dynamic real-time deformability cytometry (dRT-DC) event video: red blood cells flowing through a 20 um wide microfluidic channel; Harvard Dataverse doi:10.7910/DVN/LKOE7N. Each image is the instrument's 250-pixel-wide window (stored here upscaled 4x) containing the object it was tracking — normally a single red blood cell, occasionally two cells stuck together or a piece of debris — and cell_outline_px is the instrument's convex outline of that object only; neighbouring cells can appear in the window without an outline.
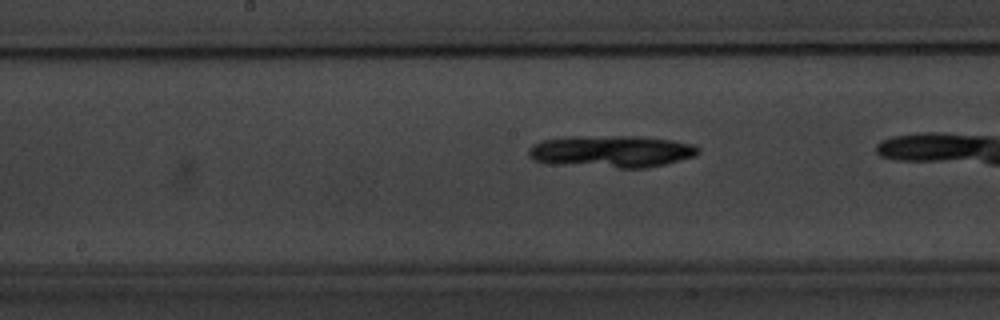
{"species": "common noctule bat (a hibernating species)", "species_latin": "Nyctalus noctula", "temperature_condition": "warm", "stored_images_in_passage": 36, "camera_frame_rate_fps": 3000, "um_per_image_px": 0.085, "animal": {"sex": "male", "body_mass_g": 20.1, "forearm_length_mm": 53.5}, "frame": {"image": 1, "passage_image": 21, "time_ms": 6.667, "image_size_px": [1000, 320], "cell_outline_px": [[700, 152], [696, 156], [664, 164], [644, 168], [620, 168], [544, 164], [528, 156], [528, 148], [532, 144], [540, 140], [564, 136], [636, 136], [672, 140], [692, 144], [700, 148]], "centroid_in_image_um": [51.91, 12.87], "position_along_channel_um": 196.3, "area_um2": 32.25}}